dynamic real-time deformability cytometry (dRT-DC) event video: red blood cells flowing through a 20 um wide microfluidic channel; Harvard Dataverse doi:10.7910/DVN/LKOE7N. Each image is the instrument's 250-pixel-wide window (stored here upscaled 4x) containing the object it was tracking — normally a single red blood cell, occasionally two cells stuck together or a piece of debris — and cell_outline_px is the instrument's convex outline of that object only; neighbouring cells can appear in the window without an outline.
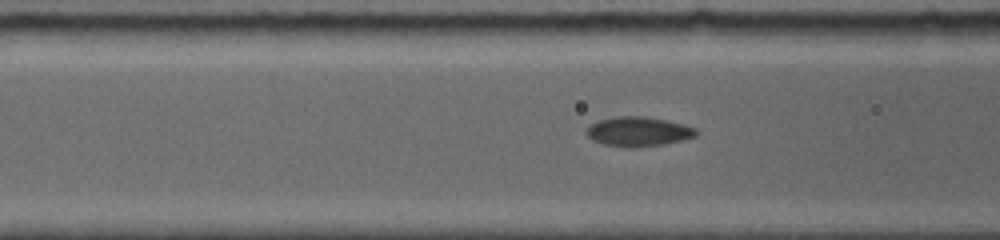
{"species": "common noctule bat (a hibernating species)", "species_latin": "Nyctalus noctula", "temperature_condition": "room temperature", "stored_images_in_passage": 19, "camera_frame_rate_fps": 5000, "um_per_image_px": 0.085, "animal": {"sex": "female", "body_mass_g": 19.0, "forearm_length_mm": 56.7}, "frame": {"image": 1, "passage_image": 12, "time_ms": 2.2, "image_size_px": [1000, 240], "cell_outline_px": [[700, 132], [696, 136], [684, 140], [664, 144], [636, 148], [628, 148], [604, 144], [592, 140], [584, 132], [592, 124], [600, 120], [616, 116], [644, 116], [684, 124], [696, 128]], "centroid_in_image_um": [54.29, 11.19], "position_along_channel_um": 112.3, "area_um2": 19.02}}